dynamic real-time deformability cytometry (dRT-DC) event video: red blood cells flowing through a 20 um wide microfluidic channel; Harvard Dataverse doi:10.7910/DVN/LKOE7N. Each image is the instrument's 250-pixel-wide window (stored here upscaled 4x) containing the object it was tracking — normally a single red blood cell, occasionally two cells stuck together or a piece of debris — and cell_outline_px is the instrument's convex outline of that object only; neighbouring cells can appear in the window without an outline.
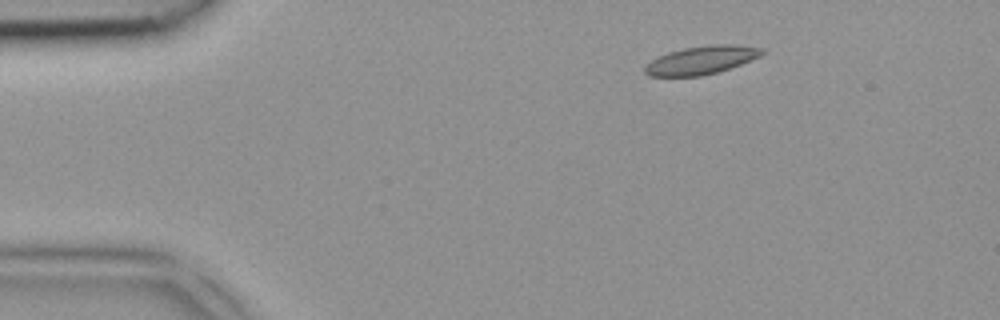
{"species": "common noctule bat (a hibernating species)", "species_latin": "Nyctalus noctula", "temperature_condition": "room temperature", "stored_images_in_passage": 6, "camera_frame_rate_fps": 3000, "um_per_image_px": 0.085, "animal": {"sex": "female", "body_mass_g": 18.4}, "frame": {"image": 1, "passage_image": 2, "time_ms": 0.333, "image_size_px": [1000, 320], "cell_outline_px": [[768, 52], [760, 56], [740, 64], [716, 72], [700, 76], [648, 76], [644, 72], [644, 64], [668, 52], [684, 48], [712, 44], [728, 44], [764, 48]], "centroid_in_image_um": [59.61, 5.1], "position_along_channel_um": 25.4, "area_um2": 19.19}}
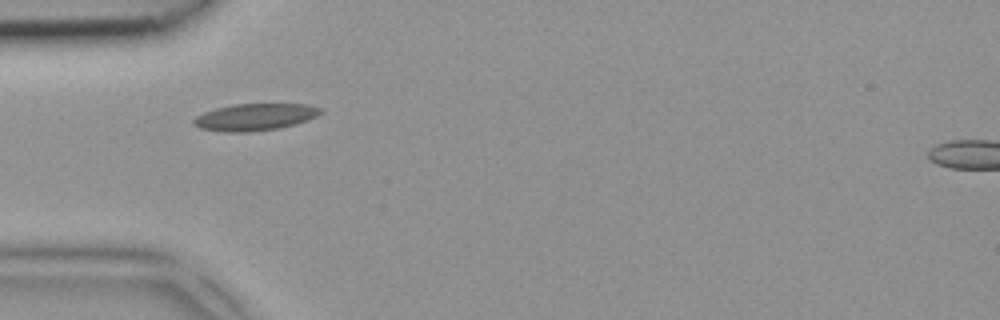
{"frame": {"image": 2, "passage_image": 4, "time_ms": 1.0, "image_size_px": [1000, 320], "cell_outline_px": [[324, 112], [308, 120], [296, 124], [280, 128], [248, 132], [228, 132], [200, 128], [192, 124], [192, 120], [196, 116], [204, 112], [216, 108], [232, 104], [308, 104], [324, 108]], "centroid_in_image_um": [21.71, 9.94], "position_along_channel_um": 63.3, "area_um2": 20.11}}